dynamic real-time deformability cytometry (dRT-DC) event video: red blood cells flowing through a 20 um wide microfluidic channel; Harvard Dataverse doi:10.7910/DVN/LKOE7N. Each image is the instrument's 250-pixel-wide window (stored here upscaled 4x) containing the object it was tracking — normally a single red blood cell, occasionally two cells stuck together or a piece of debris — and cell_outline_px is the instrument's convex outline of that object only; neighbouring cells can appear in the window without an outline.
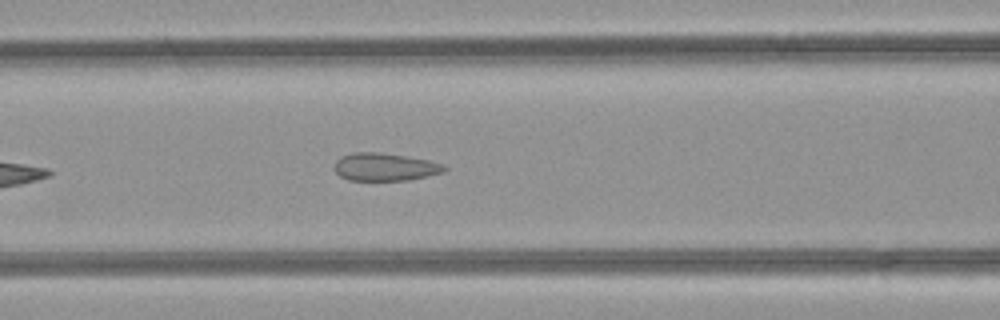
{"species": "common noctule bat (a hibernating species)", "species_latin": "Nyctalus noctula", "temperature_condition": "room temperature", "stored_images_in_passage": 38, "camera_frame_rate_fps": 3000, "um_per_image_px": 0.085, "animal": {"sex": "female", "body_mass_g": 21.9}, "frame": {"image": 1, "passage_image": 9, "time_ms": 2.667, "image_size_px": [1000, 320], "cell_outline_px": [[448, 168], [444, 172], [428, 176], [408, 180], [348, 180], [340, 176], [332, 168], [336, 160], [340, 156], [352, 152], [380, 152], [428, 160], [444, 164]], "centroid_in_image_um": [32.69, 14.19], "position_along_channel_um": 133.9, "area_um2": 17.98}}
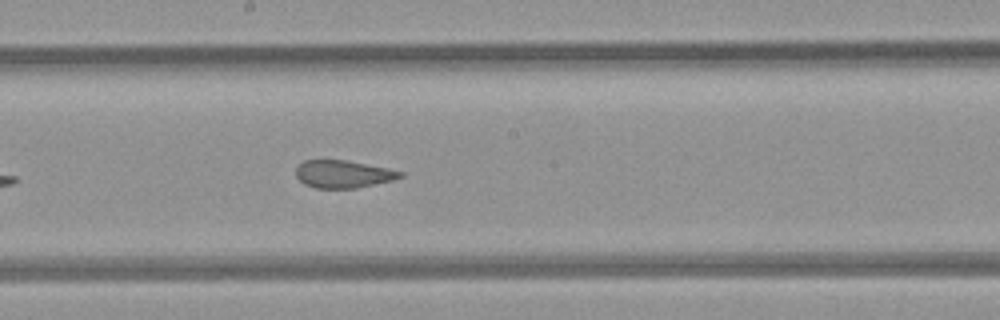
{"frame": {"image": 2, "passage_image": 15, "time_ms": 4.667, "image_size_px": [1000, 320], "cell_outline_px": [[404, 176], [392, 180], [356, 188], [316, 188], [304, 184], [296, 176], [296, 168], [304, 160], [344, 160], [388, 168], [404, 172]], "centroid_in_image_um": [29.17, 14.8], "position_along_channel_um": 219.0, "area_um2": 16.65}}
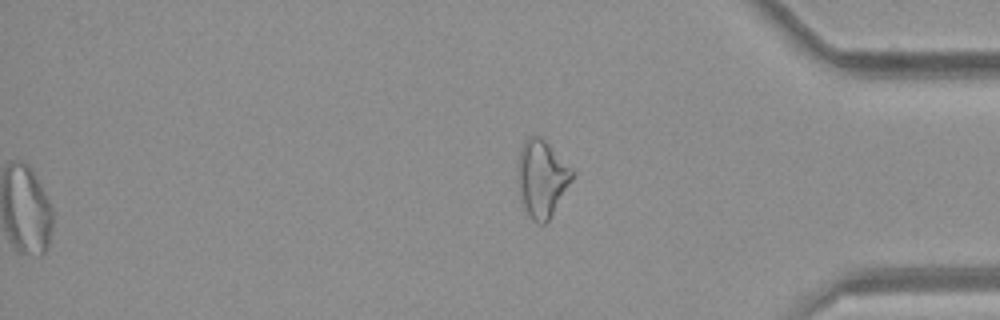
{"frame": {"image": 3, "passage_image": 38, "time_ms": 12.333, "image_size_px": [1000, 320], "cell_outline_px": [[572, 180], [548, 220], [544, 224], [540, 224], [532, 220], [528, 216], [520, 196], [516, 180], [516, 160], [524, 140], [528, 136], [540, 136], [572, 168]], "centroid_in_image_um": [45.99, 15.15], "position_along_channel_um": 389.2, "area_um2": 24.45}, "authors_computed_cell_mechanics": {"area_um2": 19.0162, "velocity_mm_per_s": 4.2578, "shape_relaxation_time_tau1_ms": null, "shape_relaxation_time_tau2_ms": 0.8667, "deformation_change_tau1": null, "deformation_change_tau2": 0.0733}}